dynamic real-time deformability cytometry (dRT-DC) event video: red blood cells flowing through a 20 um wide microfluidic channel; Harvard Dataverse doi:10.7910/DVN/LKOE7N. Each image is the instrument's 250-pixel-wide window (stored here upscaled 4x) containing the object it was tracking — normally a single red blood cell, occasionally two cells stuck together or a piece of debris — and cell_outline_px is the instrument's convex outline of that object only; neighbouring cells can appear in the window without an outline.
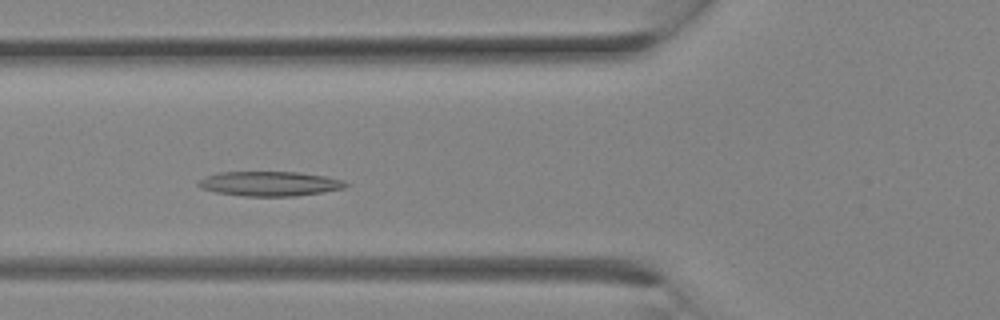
{"species": "Egyptian fruit bat (a non-hibernating species)", "species_latin": "Rousettus aegyptiacus", "temperature_condition": "room temperature", "stored_images_in_passage": 15, "camera_frame_rate_fps": 3000, "um_per_image_px": 0.085, "animal": {"sex": "female"}, "frame": {"image": 1, "passage_image": 8, "time_ms": 2.333, "image_size_px": [1000, 320], "cell_outline_px": [[348, 184], [344, 188], [324, 192], [296, 196], [244, 196], [216, 192], [200, 188], [196, 184], [196, 180], [204, 176], [220, 172], [300, 172], [324, 176], [344, 180]], "centroid_in_image_um": [22.88, 15.61], "position_along_channel_um": 102.9, "area_um2": 21.33}}
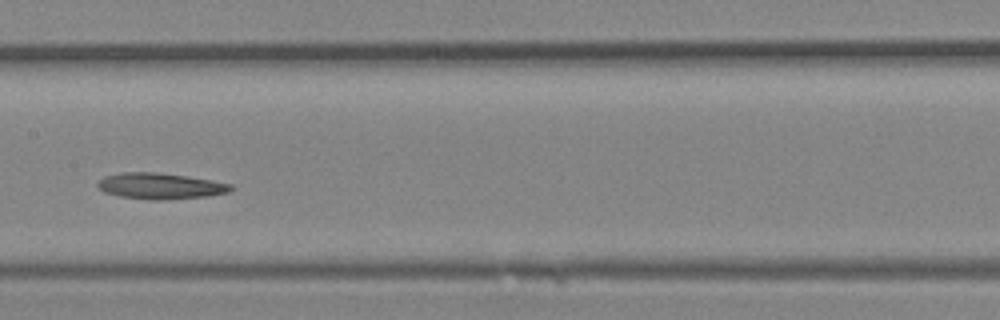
{"frame": {"image": 2, "passage_image": 12, "time_ms": 3.667, "image_size_px": [1000, 320], "cell_outline_px": [[232, 188], [228, 192], [204, 196], [160, 200], [152, 200], [120, 196], [104, 192], [96, 184], [104, 176], [120, 172], [156, 172], [188, 176], [212, 180], [232, 184]], "centroid_in_image_um": [13.6, 15.8], "position_along_channel_um": 193.8, "area_um2": 20.06}}
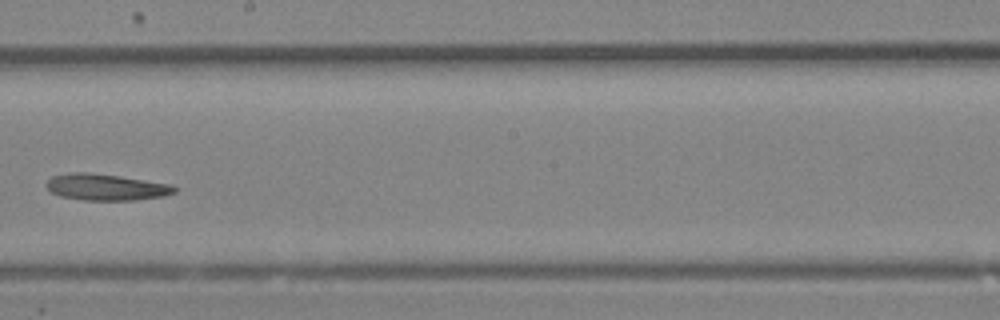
{"frame": {"image": 3, "passage_image": 14, "time_ms": 4.333, "image_size_px": [1000, 320], "cell_outline_px": [[176, 192], [164, 196], [136, 200], [84, 200], [60, 196], [52, 192], [44, 184], [52, 176], [72, 172], [92, 172], [120, 176], [172, 184], [176, 188]], "centroid_in_image_um": [9.02, 15.9], "position_along_channel_um": 239.2, "area_um2": 19.83}}